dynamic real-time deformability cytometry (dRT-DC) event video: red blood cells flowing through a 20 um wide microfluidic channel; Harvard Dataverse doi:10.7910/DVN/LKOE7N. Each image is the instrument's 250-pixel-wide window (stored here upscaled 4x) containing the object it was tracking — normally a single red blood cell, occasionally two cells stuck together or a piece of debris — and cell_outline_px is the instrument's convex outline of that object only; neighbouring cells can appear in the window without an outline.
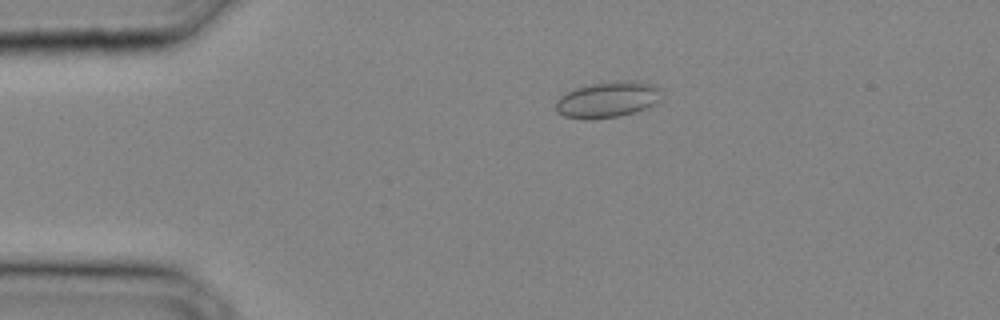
{"species": "common noctule bat (a hibernating species)", "species_latin": "Nyctalus noctula", "temperature_condition": "cold", "stored_images_in_passage": 31, "camera_frame_rate_fps": 3000, "um_per_image_px": 0.085, "animal": {"sex": "male", "body_mass_g": 20.4}, "frame": {"image": 1, "passage_image": 7, "time_ms": 2.0, "image_size_px": [1000, 320], "cell_outline_px": [[660, 100], [656, 104], [636, 112], [616, 116], [564, 116], [556, 112], [556, 100], [560, 96], [576, 88], [592, 84], [652, 84], [660, 88]], "centroid_in_image_um": [51.65, 8.49], "position_along_channel_um": 33.4, "area_um2": 20.4}}
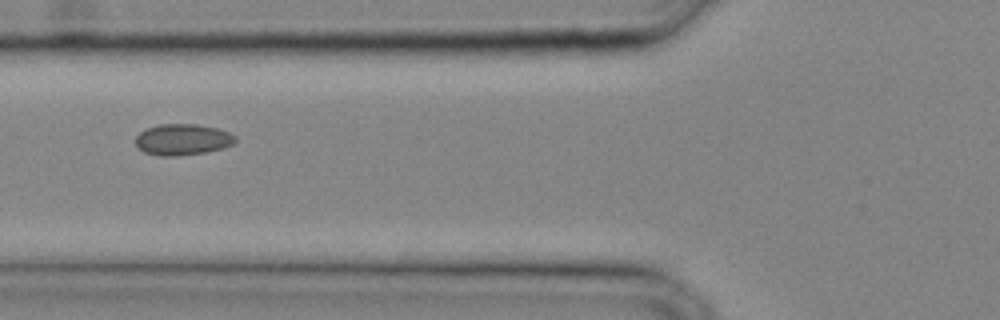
{"frame": {"image": 2, "passage_image": 13, "time_ms": 4.0, "image_size_px": [1000, 320], "cell_outline_px": [[236, 140], [232, 144], [224, 148], [208, 152], [180, 156], [160, 156], [144, 152], [136, 144], [136, 136], [140, 132], [148, 128], [160, 124], [196, 124], [216, 128], [228, 132], [236, 136]], "centroid_in_image_um": [15.54, 11.87], "position_along_channel_um": 110.3, "area_um2": 18.15}}
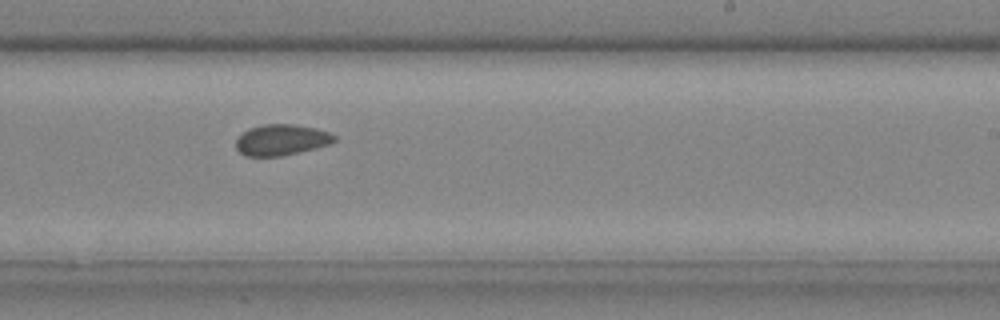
{"frame": {"image": 3, "passage_image": 21, "time_ms": 6.667, "image_size_px": [1000, 320], "cell_outline_px": [[336, 140], [332, 144], [284, 156], [244, 156], [236, 148], [236, 140], [248, 128], [264, 124], [292, 124], [316, 128], [328, 132], [336, 136]], "centroid_in_image_um": [23.94, 11.89], "position_along_channel_um": 265.1, "area_um2": 17.86}}